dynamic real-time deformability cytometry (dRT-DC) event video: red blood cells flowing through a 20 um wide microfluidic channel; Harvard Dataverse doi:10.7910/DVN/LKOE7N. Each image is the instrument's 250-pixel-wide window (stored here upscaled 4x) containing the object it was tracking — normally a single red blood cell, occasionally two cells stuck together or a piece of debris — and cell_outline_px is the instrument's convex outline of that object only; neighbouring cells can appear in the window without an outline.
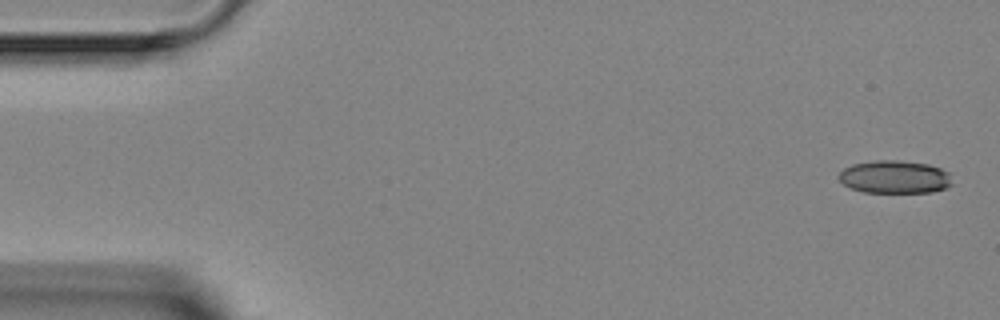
{"species": "Egyptian fruit bat (a non-hibernating species)", "species_latin": "Rousettus aegyptiacus", "temperature_condition": "room temperature", "stored_images_in_passage": 6, "camera_frame_rate_fps": 3000, "um_per_image_px": 0.085, "animal": {"sex": "female"}, "frame": {"image": 1, "passage_image": 1, "time_ms": 0.0, "image_size_px": [1000, 320], "cell_outline_px": [[952, 184], [944, 188], [932, 192], [864, 192], [852, 188], [844, 184], [836, 176], [844, 168], [852, 164], [876, 160], [900, 160], [928, 164], [940, 168], [948, 172]], "centroid_in_image_um": [76.03, 15.03], "position_along_channel_um": 9.0, "area_um2": 21.68}}
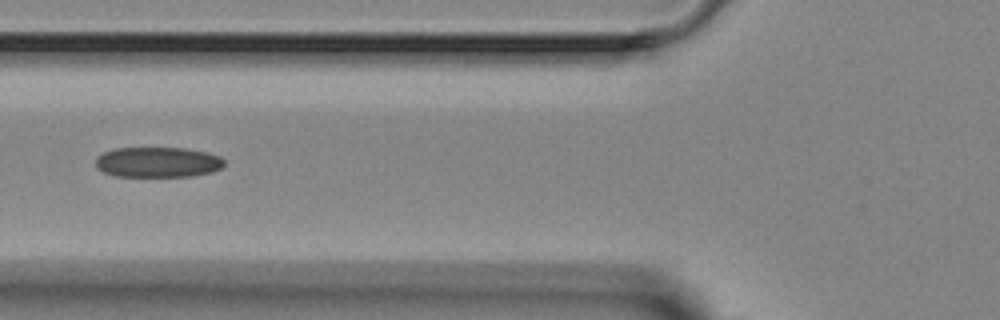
{"frame": {"image": 2, "passage_image": 6, "time_ms": 5.667, "image_size_px": [1000, 320], "cell_outline_px": [[224, 164], [220, 168], [212, 172], [188, 176], [116, 176], [104, 172], [96, 168], [96, 156], [104, 152], [116, 148], [184, 148], [208, 152], [220, 156], [224, 160]], "centroid_in_image_um": [13.4, 13.78], "position_along_channel_um": 112.4, "area_um2": 22.72}}